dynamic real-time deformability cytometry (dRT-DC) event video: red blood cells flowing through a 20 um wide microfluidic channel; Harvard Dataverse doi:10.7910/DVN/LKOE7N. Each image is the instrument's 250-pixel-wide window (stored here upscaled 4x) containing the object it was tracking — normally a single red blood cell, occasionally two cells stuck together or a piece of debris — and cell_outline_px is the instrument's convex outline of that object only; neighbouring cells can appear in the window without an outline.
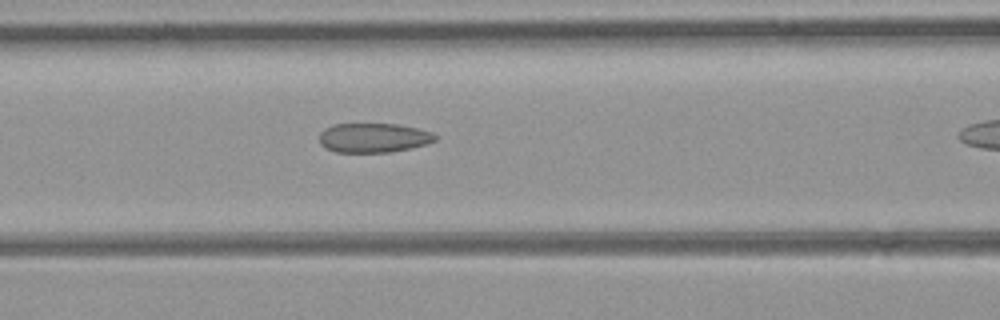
{"species": "common noctule bat (a hibernating species)", "species_latin": "Nyctalus noctula", "temperature_condition": "room temperature", "stored_images_in_passage": 5, "segment_of_instrument_passage": [1, 2], "camera_frame_rate_fps": 3000, "um_per_image_px": 0.085, "animal": {"sex": "female", "body_mass_g": 21.9}, "frame": {"image": 1, "passage_image": 4, "time_ms": 1.0, "image_size_px": [1000, 320], "cell_outline_px": [[436, 140], [424, 144], [408, 148], [388, 152], [336, 152], [320, 144], [320, 132], [324, 128], [332, 124], [400, 124], [432, 132], [436, 136]], "centroid_in_image_um": [31.72, 11.7], "position_along_channel_um": 134.9, "area_um2": 19.65}}